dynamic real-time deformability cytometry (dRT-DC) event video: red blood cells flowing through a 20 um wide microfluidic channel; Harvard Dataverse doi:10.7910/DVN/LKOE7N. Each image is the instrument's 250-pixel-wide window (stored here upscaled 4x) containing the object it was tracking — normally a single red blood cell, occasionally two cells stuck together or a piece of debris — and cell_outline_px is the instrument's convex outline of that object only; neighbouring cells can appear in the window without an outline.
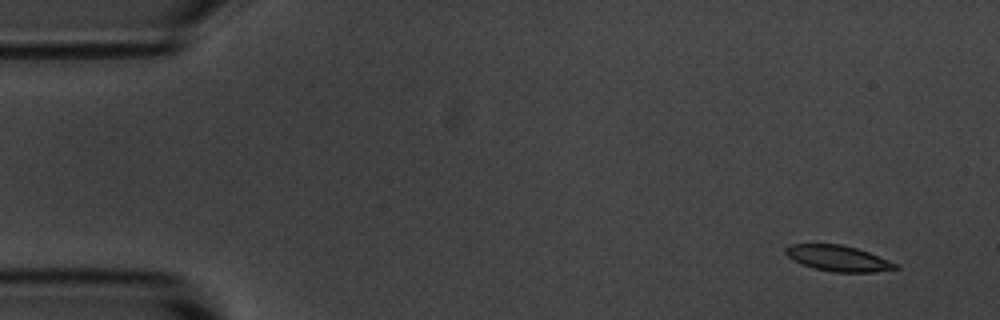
{"species": "common noctule bat (a hibernating species)", "species_latin": "Nyctalus noctula", "temperature_condition": "room temperature", "stored_images_in_passage": 6, "camera_frame_rate_fps": 3000, "um_per_image_px": 0.085, "animal": {"sex": "male", "body_mass_g": 20.1, "forearm_length_mm": 53.5}, "frame": {"image": 1, "passage_image": 1, "time_ms": 0.0, "image_size_px": [1000, 320], "cell_outline_px": [[900, 268], [872, 272], [832, 272], [812, 268], [788, 256], [784, 252], [784, 248], [792, 244], [840, 244], [856, 248], [868, 252], [888, 260], [896, 264]], "centroid_in_image_um": [71.23, 21.95], "position_along_channel_um": 13.8, "area_um2": 16.24}}
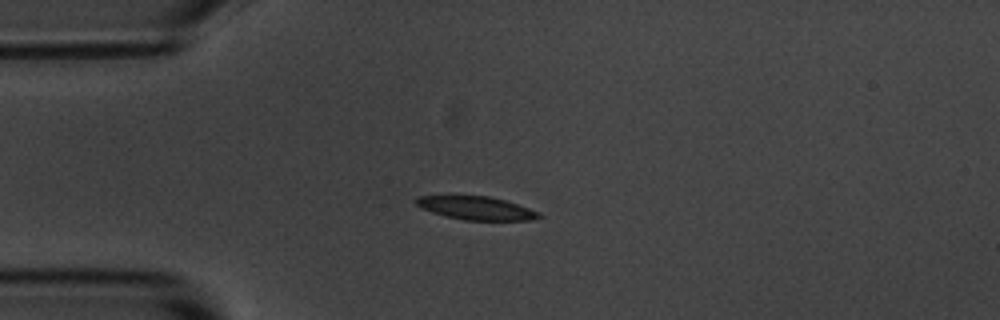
{"frame": {"image": 2, "passage_image": 4, "time_ms": 3.333, "image_size_px": [1000, 320], "cell_outline_px": [[544, 216], [532, 220], [464, 220], [444, 216], [432, 212], [416, 204], [416, 196], [488, 196], [504, 200], [540, 212]], "centroid_in_image_um": [40.51, 17.7], "position_along_channel_um": 44.5, "area_um2": 16.47}}
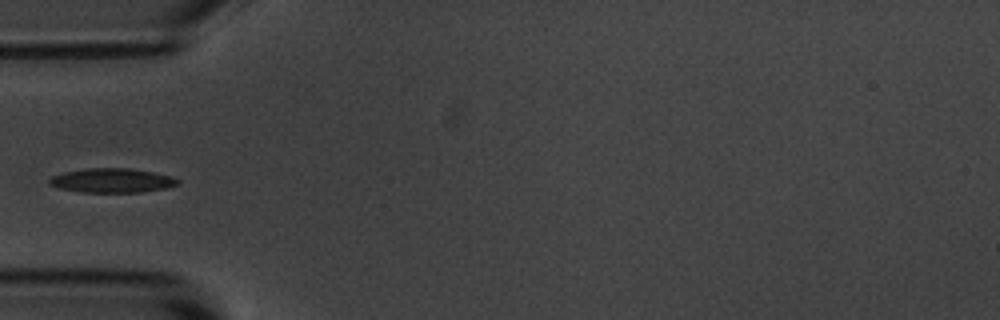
{"frame": {"image": 3, "passage_image": 5, "time_ms": 4.667, "image_size_px": [1000, 320], "cell_outline_px": [[180, 184], [168, 188], [140, 192], [80, 192], [60, 188], [48, 184], [48, 180], [52, 176], [64, 172], [88, 168], [128, 168], [152, 172], [172, 176], [180, 180]], "centroid_in_image_um": [9.55, 15.34], "position_along_channel_um": 75.5, "area_um2": 18.21}}